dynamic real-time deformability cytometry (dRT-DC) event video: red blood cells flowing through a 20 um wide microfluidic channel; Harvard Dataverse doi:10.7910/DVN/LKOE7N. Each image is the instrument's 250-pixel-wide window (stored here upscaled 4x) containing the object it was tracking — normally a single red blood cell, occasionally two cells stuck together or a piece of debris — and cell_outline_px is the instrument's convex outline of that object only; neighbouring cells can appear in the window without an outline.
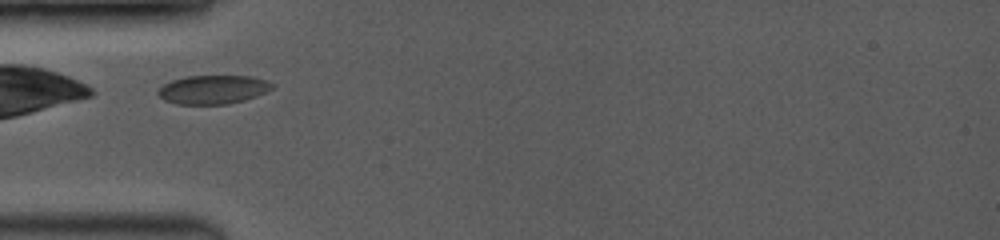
{"species": "common noctule bat (a hibernating species)", "species_latin": "Nyctalus noctula", "temperature_condition": "room temperature", "stored_images_in_passage": 2, "camera_frame_rate_fps": 3500, "um_per_image_px": 0.085, "animal": {"sex": "female", "body_mass_g": 19.0, "forearm_length_mm": 53.3}, "frame": {"image": 1, "passage_image": 1, "time_ms": 0.0, "image_size_px": [1000, 240], "cell_outline_px": [[276, 84], [272, 88], [256, 96], [244, 100], [228, 104], [176, 104], [164, 100], [156, 92], [164, 84], [172, 80], [188, 76], [252, 76]], "centroid_in_image_um": [18.1, 7.61], "position_along_channel_um": 66.9, "area_um2": 19.02}}